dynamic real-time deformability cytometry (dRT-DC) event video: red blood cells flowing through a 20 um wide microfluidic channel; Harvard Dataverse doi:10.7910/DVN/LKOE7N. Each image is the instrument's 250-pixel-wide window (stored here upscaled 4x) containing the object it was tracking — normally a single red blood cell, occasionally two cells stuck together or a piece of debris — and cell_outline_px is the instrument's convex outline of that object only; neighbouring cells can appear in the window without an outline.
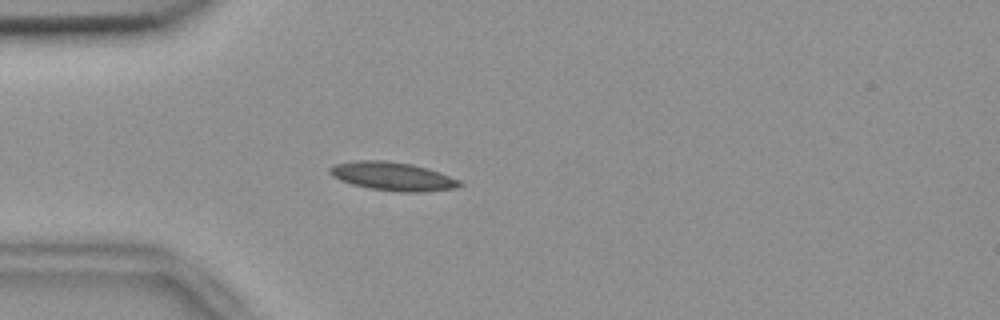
{"species": "common noctule bat (a hibernating species)", "species_latin": "Nyctalus noctula", "temperature_condition": "room temperature", "stored_images_in_passage": 56, "camera_frame_rate_fps": 3000, "um_per_image_px": 0.085, "animal": {"sex": "female", "body_mass_g": 18.4}, "frame": {"image": 1, "passage_image": 16, "time_ms": 5.0, "image_size_px": [1000, 320], "cell_outline_px": [[464, 184], [456, 188], [420, 192], [400, 192], [372, 188], [352, 184], [340, 180], [332, 176], [328, 172], [328, 168], [332, 164], [356, 160], [384, 160], [412, 164], [428, 168], [440, 172], [460, 180]], "centroid_in_image_um": [33.36, 14.97], "position_along_channel_um": 51.6, "area_um2": 21.68}}
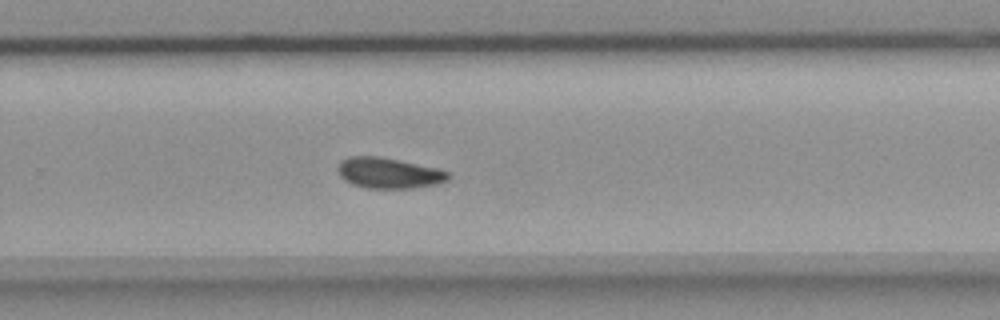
{"frame": {"image": 2, "passage_image": 37, "time_ms": 12.0, "image_size_px": [1000, 320], "cell_outline_px": [[452, 176], [448, 180], [436, 184], [412, 188], [364, 188], [352, 184], [344, 180], [340, 176], [336, 168], [340, 160], [348, 156], [380, 156], [440, 168], [448, 172]], "centroid_in_image_um": [33.03, 14.69], "position_along_channel_um": 296.8, "area_um2": 20.11}}
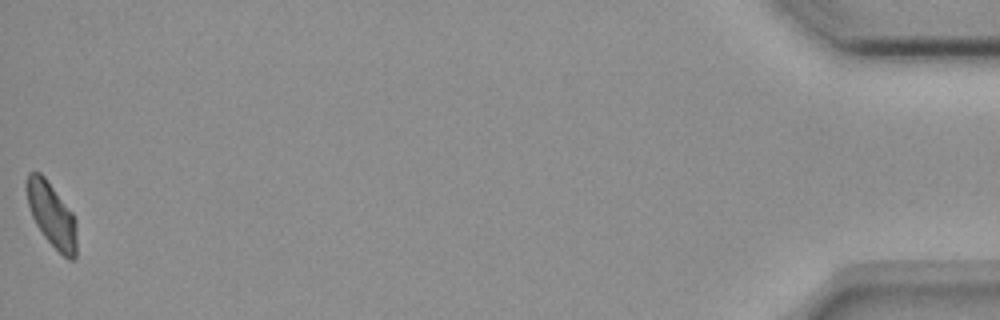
{"frame": {"image": 3, "passage_image": 56, "time_ms": 18.333, "image_size_px": [1000, 320], "cell_outline_px": [[76, 256], [72, 260], [68, 260], [44, 236], [36, 224], [32, 216], [28, 204], [24, 184], [28, 172], [40, 172], [44, 176], [72, 212], [76, 220]], "centroid_in_image_um": [4.37, 18.23], "position_along_channel_um": 430.8, "area_um2": 18.73}, "authors_computed_cell_mechanics": {"area_um2": 19.7098, "velocity_mm_per_s": 3.6589, "shape_relaxation_time_tau1_ms": null, "shape_relaxation_time_tau2_ms": 2.7992, "deformation_change_tau1": null, "deformation_change_tau2": 0.0546}}